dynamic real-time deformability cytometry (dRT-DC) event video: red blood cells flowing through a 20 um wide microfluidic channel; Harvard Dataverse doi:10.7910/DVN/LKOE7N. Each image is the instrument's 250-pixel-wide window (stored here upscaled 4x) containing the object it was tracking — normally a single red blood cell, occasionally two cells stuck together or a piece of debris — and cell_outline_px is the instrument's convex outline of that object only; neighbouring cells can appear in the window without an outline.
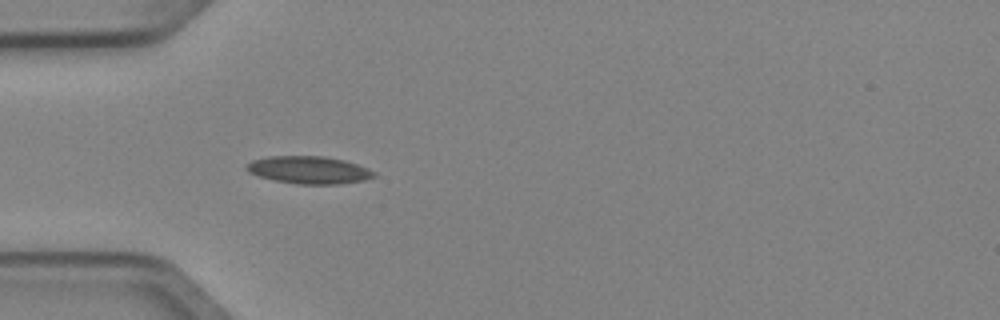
{"species": "Egyptian fruit bat (a non-hibernating species)", "species_latin": "Rousettus aegyptiacus", "temperature_condition": "cold", "stored_images_in_passage": 6, "camera_frame_rate_fps": 3000, "um_per_image_px": 0.085, "animal": {"sex": "female"}, "frame": {"image": 1, "passage_image": 6, "time_ms": 1.667, "image_size_px": [1000, 320], "cell_outline_px": [[376, 176], [364, 180], [336, 184], [300, 184], [276, 180], [260, 176], [248, 172], [244, 168], [252, 160], [268, 156], [324, 156], [344, 160], [368, 168], [376, 172]], "centroid_in_image_um": [26.27, 14.44], "position_along_channel_um": 58.7, "area_um2": 20.29}}